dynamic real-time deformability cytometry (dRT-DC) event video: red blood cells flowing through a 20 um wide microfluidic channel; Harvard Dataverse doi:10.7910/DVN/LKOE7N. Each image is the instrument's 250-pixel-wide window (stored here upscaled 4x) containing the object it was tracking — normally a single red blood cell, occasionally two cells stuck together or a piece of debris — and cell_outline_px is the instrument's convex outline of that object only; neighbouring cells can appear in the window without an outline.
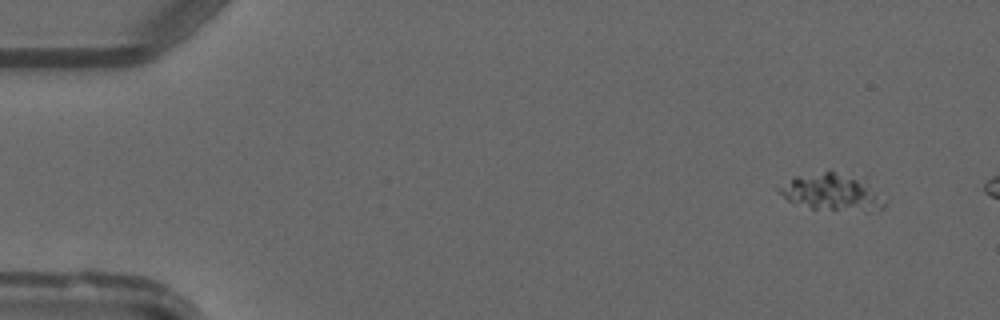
{"species": "common noctule bat (a hibernating species)", "species_latin": "Nyctalus noctula", "temperature_condition": "warm", "stored_images_in_passage": 5, "camera_frame_rate_fps": 3000, "um_per_image_px": 0.085, "animal": {"sex": "male", "forearm_length_mm": 52.5}, "frame": {"image": 1, "passage_image": 1, "time_ms": 0.0, "image_size_px": [1000, 320], "cell_outline_px": [[884, 208], [864, 212], [812, 208], [788, 200], [776, 188], [792, 176], [828, 168], [832, 168], [868, 184], [884, 204]], "centroid_in_image_um": [70.61, 16.29], "position_along_channel_um": 14.4, "area_um2": 22.6}}